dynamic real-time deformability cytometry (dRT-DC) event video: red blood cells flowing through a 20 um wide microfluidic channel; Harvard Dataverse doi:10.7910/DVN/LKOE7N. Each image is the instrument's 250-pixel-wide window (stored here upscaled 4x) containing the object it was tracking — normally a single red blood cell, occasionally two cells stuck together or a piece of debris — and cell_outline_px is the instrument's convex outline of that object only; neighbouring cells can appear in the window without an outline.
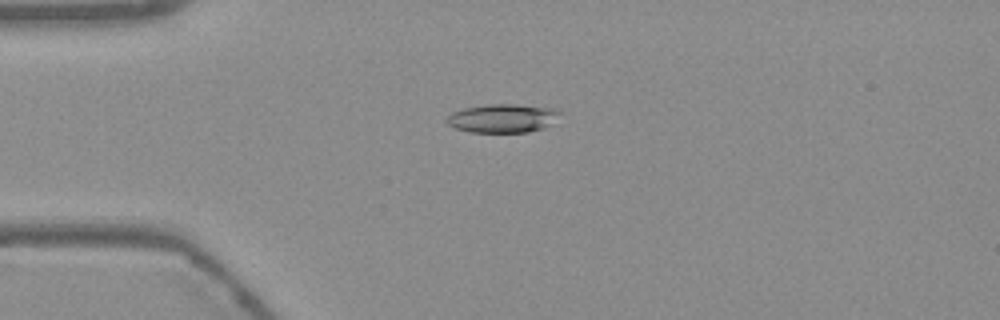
{"species": "Egyptian fruit bat (a non-hibernating species)", "species_latin": "Rousettus aegyptiacus", "temperature_condition": "warm", "stored_images_in_passage": 51, "camera_frame_rate_fps": 3000, "um_per_image_px": 0.085, "frame": {"image": 1, "passage_image": 11, "time_ms": 3.333, "image_size_px": [1000, 320], "cell_outline_px": [[560, 112], [544, 128], [528, 132], [468, 132], [452, 128], [444, 120], [452, 112], [464, 108], [488, 104], [516, 104], [556, 108]], "centroid_in_image_um": [42.64, 10.05], "position_along_channel_um": 42.4, "area_um2": 18.84}}
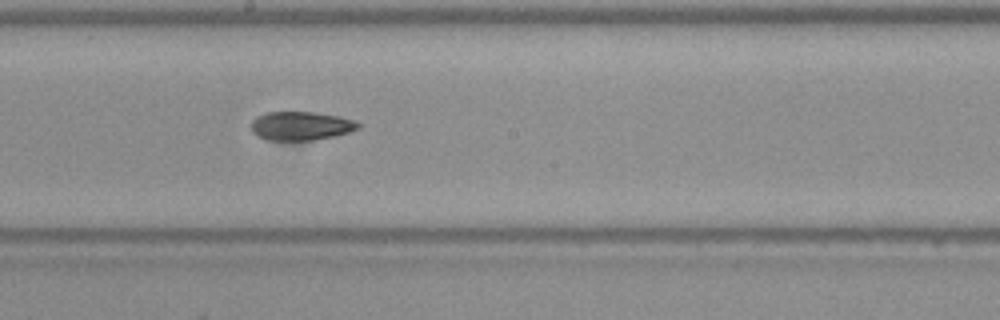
{"frame": {"image": 2, "passage_image": 27, "time_ms": 8.667, "image_size_px": [1000, 320], "cell_outline_px": [[360, 128], [348, 132], [316, 140], [268, 140], [256, 136], [252, 132], [252, 120], [256, 116], [264, 112], [316, 112], [340, 116], [352, 120], [360, 124]], "centroid_in_image_um": [25.54, 10.69], "position_along_channel_um": 222.7, "area_um2": 17.98}}
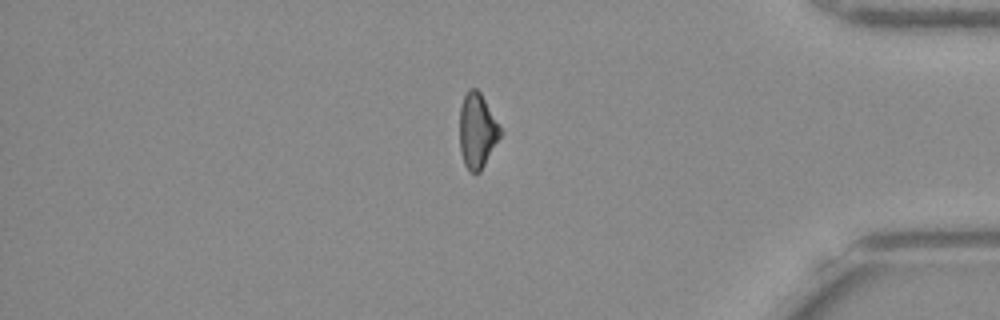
{"frame": {"image": 3, "passage_image": 43, "time_ms": 14.0, "image_size_px": [1000, 320], "cell_outline_px": [[504, 132], [480, 172], [468, 172], [464, 164], [460, 152], [460, 104], [468, 88], [476, 88], [480, 92]], "centroid_in_image_um": [40.57, 11.12], "position_along_channel_um": 394.6, "area_um2": 18.03}, "authors_computed_cell_mechanics": {"area_um2": 18.3804, "velocity_mm_per_s": 3.7856, "shape_relaxation_time_tau1_ms": 5.9514, "shape_relaxation_time_tau2_ms": 4.9531, "deformation_change_tau1": 0.1632, "deformation_change_tau2": 0.1321}}